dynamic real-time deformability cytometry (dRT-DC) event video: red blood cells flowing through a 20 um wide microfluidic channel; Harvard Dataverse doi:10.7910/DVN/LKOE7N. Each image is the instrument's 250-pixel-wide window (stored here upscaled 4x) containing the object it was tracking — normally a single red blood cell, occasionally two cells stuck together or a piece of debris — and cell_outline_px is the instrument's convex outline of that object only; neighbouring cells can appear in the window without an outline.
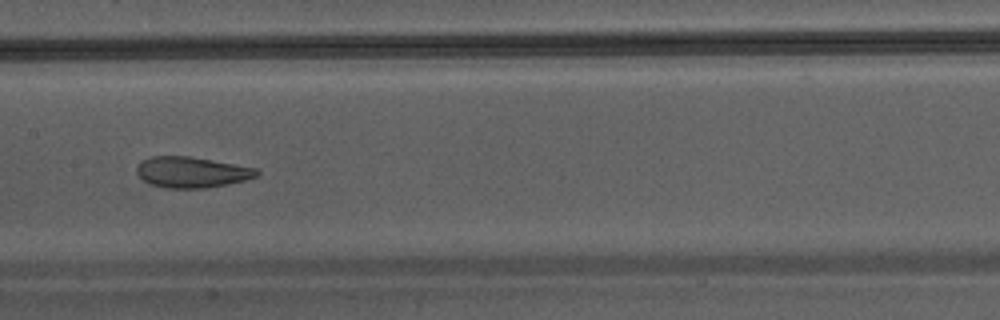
{"species": "Egyptian fruit bat (a non-hibernating species)", "species_latin": "Rousettus aegyptiacus", "temperature_condition": "warm", "stored_images_in_passage": 32, "camera_frame_rate_fps": 3000, "um_per_image_px": 0.085, "animal": {"sex": "male"}, "frame": {"image": 1, "passage_image": 10, "time_ms": 3.0, "image_size_px": [1000, 320], "cell_outline_px": [[260, 172], [256, 176], [244, 180], [228, 184], [204, 188], [164, 188], [148, 184], [136, 172], [136, 168], [144, 160], [152, 156], [188, 156], [256, 168]], "centroid_in_image_um": [16.27, 14.65], "position_along_channel_um": 191.1, "area_um2": 21.33}}